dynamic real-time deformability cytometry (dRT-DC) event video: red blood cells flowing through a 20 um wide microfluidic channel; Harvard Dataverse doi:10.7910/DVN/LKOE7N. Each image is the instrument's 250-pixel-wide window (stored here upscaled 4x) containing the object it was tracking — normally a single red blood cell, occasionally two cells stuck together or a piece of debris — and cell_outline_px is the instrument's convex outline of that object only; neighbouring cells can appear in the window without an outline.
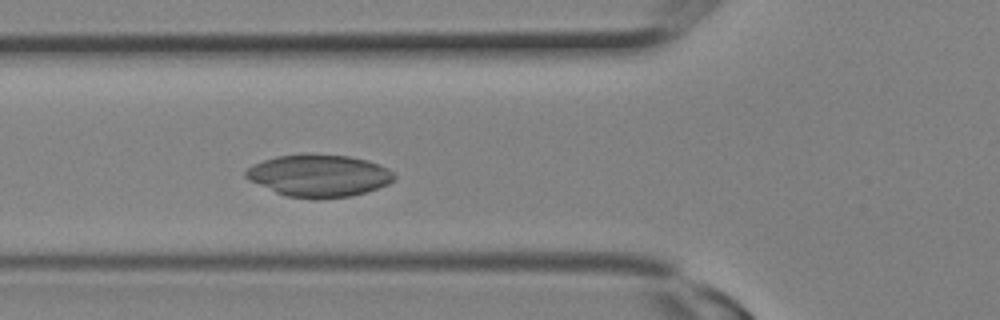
{"species": "Egyptian fruit bat (a non-hibernating species)", "species_latin": "Rousettus aegyptiacus", "temperature_condition": "room temperature", "stored_images_in_passage": 5, "camera_frame_rate_fps": 3000, "um_per_image_px": 0.085, "animal": {"sex": "female"}, "frame": {"image": 1, "passage_image": 5, "time_ms": 1.333, "image_size_px": [1000, 320], "cell_outline_px": [[396, 176], [388, 184], [368, 192], [348, 196], [312, 200], [284, 196], [248, 180], [244, 176], [244, 172], [252, 164], [276, 156], [348, 156], [368, 160], [388, 168]], "centroid_in_image_um": [27.09, 14.97], "position_along_channel_um": 98.7, "area_um2": 36.13}}